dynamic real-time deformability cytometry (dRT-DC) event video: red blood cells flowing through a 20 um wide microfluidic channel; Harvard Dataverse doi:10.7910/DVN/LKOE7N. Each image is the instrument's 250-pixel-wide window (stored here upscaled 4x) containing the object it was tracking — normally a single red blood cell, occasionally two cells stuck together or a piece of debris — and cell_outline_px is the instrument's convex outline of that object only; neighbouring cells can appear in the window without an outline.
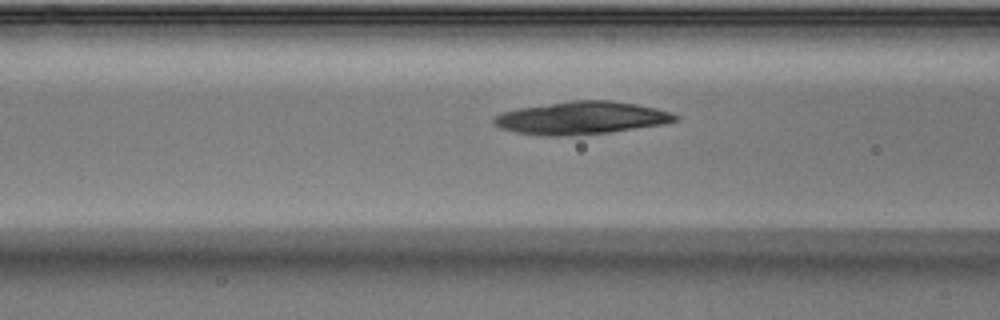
{"species": "Egyptian fruit bat (a non-hibernating species)", "species_latin": "Rousettus aegyptiacus", "temperature_condition": "warm", "stored_images_in_passage": 19, "camera_frame_rate_fps": 3000, "um_per_image_px": 0.085, "animal": {"sex": "male"}, "frame": {"image": 1, "passage_image": 17, "time_ms": 5.333, "image_size_px": [1000, 320], "cell_outline_px": [[680, 116], [676, 120], [664, 124], [608, 132], [568, 136], [544, 136], [516, 132], [500, 128], [492, 124], [492, 116], [500, 112], [520, 108], [572, 100], [612, 100], [636, 104], [656, 108], [672, 112]], "centroid_in_image_um": [49.38, 10.02], "position_along_channel_um": 117.2, "area_um2": 34.74}}